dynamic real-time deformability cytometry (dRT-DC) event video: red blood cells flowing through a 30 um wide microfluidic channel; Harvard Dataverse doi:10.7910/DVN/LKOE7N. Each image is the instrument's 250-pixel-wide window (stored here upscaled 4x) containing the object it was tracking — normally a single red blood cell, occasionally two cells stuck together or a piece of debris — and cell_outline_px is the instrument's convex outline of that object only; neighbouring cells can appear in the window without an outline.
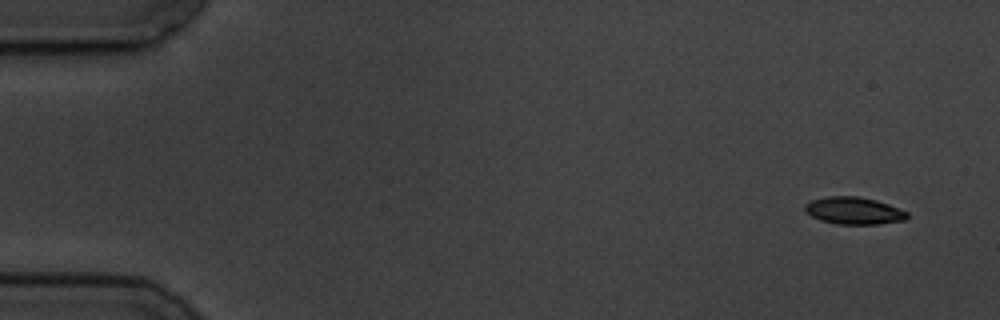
{"species": "common noctule bat (a hibernating species)", "species_latin": "Nyctalus noctula", "temperature_condition": "cold", "stored_images_in_passage": 5, "camera_frame_rate_fps": 3000, "um_per_image_px": 0.085, "animal": {"sex": "male", "body_mass_g": 19.5, "forearm_length_mm": 54.6}, "frame": {"image": 1, "passage_image": 1, "time_ms": 0.0, "image_size_px": [1000, 320], "cell_outline_px": [[908, 216], [904, 220], [880, 224], [836, 224], [820, 220], [804, 212], [804, 204], [812, 200], [828, 196], [856, 196], [876, 200], [888, 204], [908, 212]], "centroid_in_image_um": [72.55, 17.91], "position_along_channel_um": 12.5, "area_um2": 16.24}}
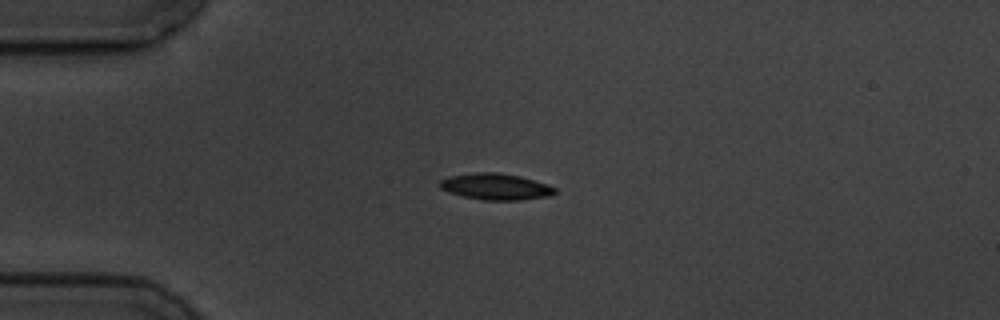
{"frame": {"image": 2, "passage_image": 4, "time_ms": 3.667, "image_size_px": [1000, 320], "cell_outline_px": [[556, 192], [552, 196], [520, 200], [484, 200], [464, 196], [448, 192], [440, 188], [440, 180], [448, 176], [476, 172], [496, 172], [520, 176], [556, 188]], "centroid_in_image_um": [42.12, 15.86], "position_along_channel_um": 42.9, "area_um2": 17.57}}